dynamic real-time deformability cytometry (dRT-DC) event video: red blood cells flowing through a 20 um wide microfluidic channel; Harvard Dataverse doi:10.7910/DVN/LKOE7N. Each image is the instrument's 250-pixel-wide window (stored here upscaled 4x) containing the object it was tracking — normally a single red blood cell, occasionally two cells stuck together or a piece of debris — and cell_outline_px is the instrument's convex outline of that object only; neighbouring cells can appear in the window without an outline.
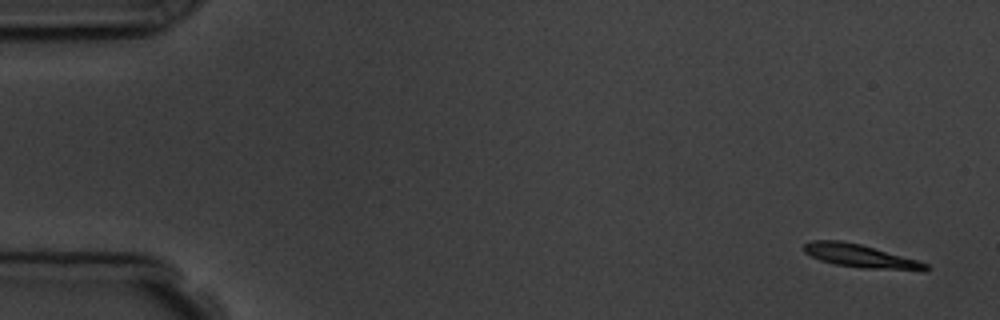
{"species": "common noctule bat (a hibernating species)", "species_latin": "Nyctalus noctula", "temperature_condition": "room temperature", "stored_images_in_passage": 4, "camera_frame_rate_fps": 3000, "um_per_image_px": 0.085, "animal": {"sex": "male", "body_mass_g": 19.5, "forearm_length_mm": 54.6}, "frame": {"image": 1, "passage_image": 1, "time_ms": 0.0, "image_size_px": [1000, 320], "cell_outline_px": [[932, 268], [924, 272], [864, 268], [836, 264], [820, 260], [804, 252], [804, 244], [812, 240], [840, 240], [860, 244], [916, 260], [928, 264]], "centroid_in_image_um": [73.2, 21.78], "position_along_channel_um": 11.8, "area_um2": 16.47}}
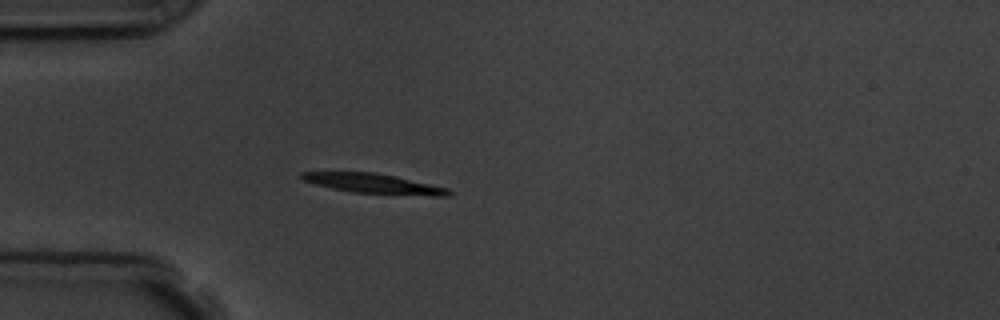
{"frame": {"image": 2, "passage_image": 4, "time_ms": 4.333, "image_size_px": [1000, 320], "cell_outline_px": [[452, 192], [448, 196], [432, 196], [352, 192], [332, 188], [300, 180], [300, 172], [376, 172], [396, 176], [432, 184], [448, 188]], "centroid_in_image_um": [31.77, 15.6], "position_along_channel_um": 53.2, "area_um2": 16.99}}